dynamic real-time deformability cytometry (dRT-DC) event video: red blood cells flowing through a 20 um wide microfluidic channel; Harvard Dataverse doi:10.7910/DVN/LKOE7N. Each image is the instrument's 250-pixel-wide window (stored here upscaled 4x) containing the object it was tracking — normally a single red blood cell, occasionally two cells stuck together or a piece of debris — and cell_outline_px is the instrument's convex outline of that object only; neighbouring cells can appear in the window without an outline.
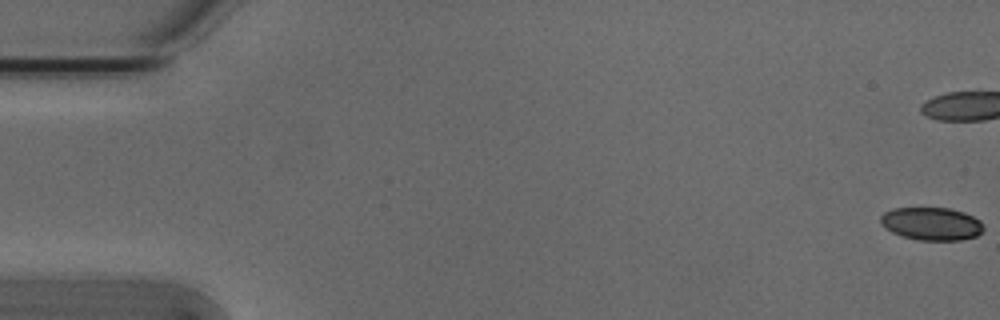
{"species": "Egyptian fruit bat (a non-hibernating species)", "species_latin": "Rousettus aegyptiacus", "temperature_condition": "cold", "stored_images_in_passage": 56, "camera_frame_rate_fps": 3000, "um_per_image_px": 0.085, "animal": {"sex": "male"}, "frame": {"image": 1, "passage_image": 1, "time_ms": 0.0, "image_size_px": [1000, 320], "cell_outline_px": [[984, 228], [976, 236], [960, 240], [920, 240], [904, 236], [892, 232], [880, 224], [880, 216], [884, 212], [892, 208], [948, 208], [964, 212], [980, 220], [984, 224]], "centroid_in_image_um": [79.18, 19.01], "position_along_channel_um": 5.8, "area_um2": 19.71}, "authors_computed_cell_mechanics": {"area_um2": 20.8947, "velocity_mm_per_s": 3.8086, "shape_relaxation_time_tau1_ms": 10.4905, "shape_relaxation_time_tau2_ms": 2.5453, "deformation_change_tau1": 0.1578, "deformation_change_tau2": 0.0555}}